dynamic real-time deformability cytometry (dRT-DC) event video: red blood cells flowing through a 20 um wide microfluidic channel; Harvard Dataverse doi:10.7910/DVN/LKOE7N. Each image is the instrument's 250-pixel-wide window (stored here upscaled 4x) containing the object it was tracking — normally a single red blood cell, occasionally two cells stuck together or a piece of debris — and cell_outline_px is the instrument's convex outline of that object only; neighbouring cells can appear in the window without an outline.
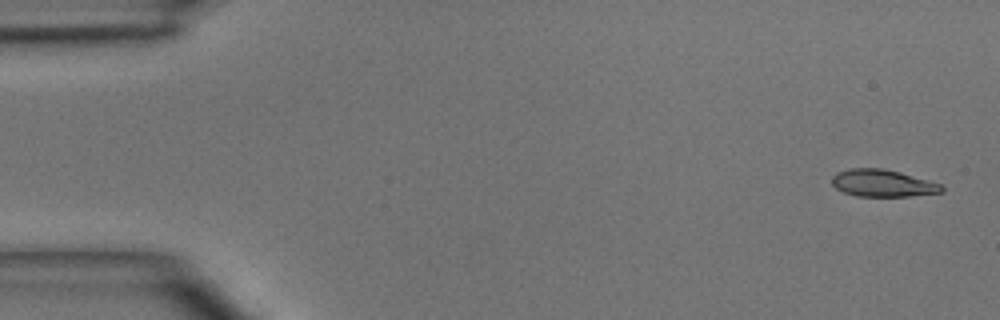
{"species": "common noctule bat (a hibernating species)", "species_latin": "Nyctalus noctula", "temperature_condition": "room temperature", "stored_images_in_passage": 4, "camera_frame_rate_fps": 3000, "um_per_image_px": 0.085, "animal": {"sex": "male", "body_mass_g": 15.6}, "frame": {"image": 1, "passage_image": 1, "time_ms": 0.0, "image_size_px": [1000, 320], "cell_outline_px": [[944, 192], [908, 196], [856, 196], [844, 192], [836, 188], [832, 184], [832, 176], [836, 172], [848, 168], [884, 168], [900, 172], [944, 184]], "centroid_in_image_um": [75.05, 15.56], "position_along_channel_um": 10.0, "area_um2": 17.57}}
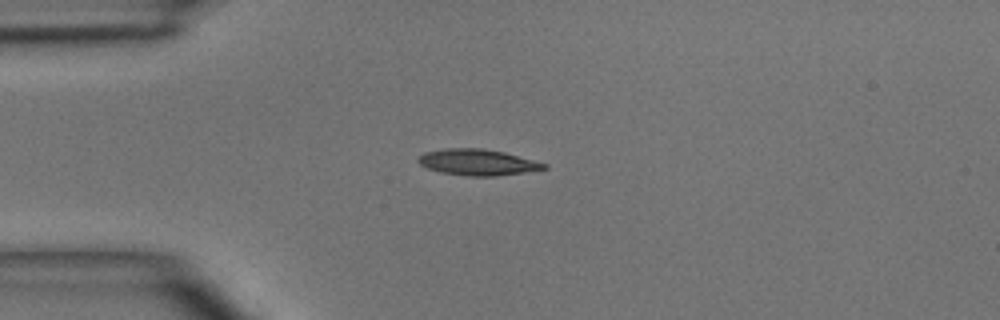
{"frame": {"image": 2, "passage_image": 3, "time_ms": 3.333, "image_size_px": [1000, 320], "cell_outline_px": [[548, 168], [524, 172], [496, 176], [468, 176], [440, 172], [428, 168], [420, 164], [416, 160], [424, 152], [444, 148], [484, 148], [504, 152], [548, 164]], "centroid_in_image_um": [40.58, 13.78], "position_along_channel_um": 44.4, "area_um2": 19.13}}